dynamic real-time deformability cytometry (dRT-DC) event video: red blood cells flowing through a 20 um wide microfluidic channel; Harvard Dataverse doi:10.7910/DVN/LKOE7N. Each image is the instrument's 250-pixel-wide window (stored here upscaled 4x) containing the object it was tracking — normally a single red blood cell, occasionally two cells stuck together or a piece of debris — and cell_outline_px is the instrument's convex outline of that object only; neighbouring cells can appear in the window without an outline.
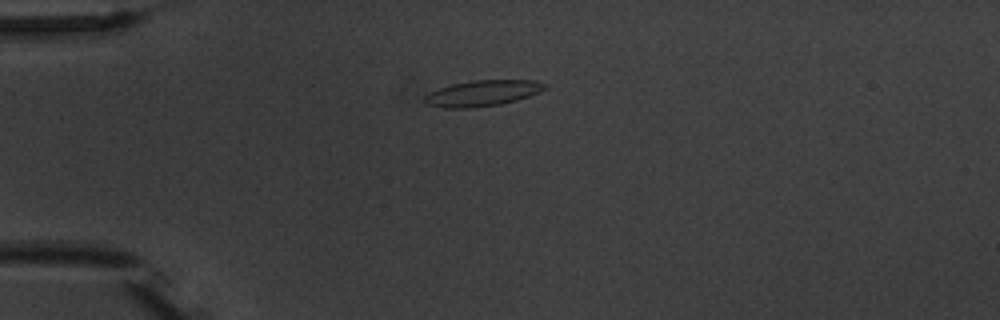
{"species": "common noctule bat (a hibernating species)", "species_latin": "Nyctalus noctula", "temperature_condition": "warm", "stored_images_in_passage": 5, "camera_frame_rate_fps": 3000, "um_per_image_px": 0.085, "animal": {"sex": "male", "body_mass_g": 20.1, "forearm_length_mm": 53.5}, "frame": {"image": 1, "passage_image": 2, "time_ms": 1.0, "image_size_px": [1000, 320], "cell_outline_px": [[548, 88], [540, 92], [516, 100], [500, 104], [472, 108], [444, 108], [424, 104], [424, 96], [440, 88], [452, 84], [472, 80], [536, 80], [548, 84]], "centroid_in_image_um": [41.04, 7.92], "position_along_channel_um": 44.0, "area_um2": 18.21}}
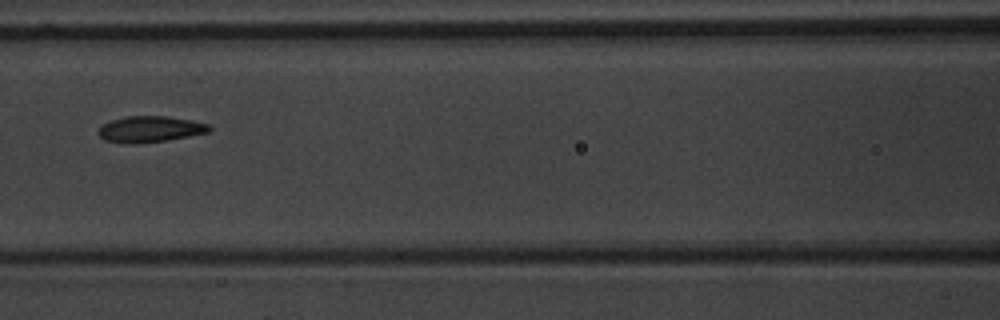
{"frame": {"image": 2, "passage_image": 5, "time_ms": 4.667, "image_size_px": [1000, 320], "cell_outline_px": [[212, 128], [208, 132], [188, 136], [164, 140], [132, 144], [120, 144], [104, 140], [96, 132], [104, 124], [112, 120], [124, 116], [168, 116], [192, 120], [208, 124]], "centroid_in_image_um": [12.72, 10.98], "position_along_channel_um": 153.9, "area_um2": 16.88}}